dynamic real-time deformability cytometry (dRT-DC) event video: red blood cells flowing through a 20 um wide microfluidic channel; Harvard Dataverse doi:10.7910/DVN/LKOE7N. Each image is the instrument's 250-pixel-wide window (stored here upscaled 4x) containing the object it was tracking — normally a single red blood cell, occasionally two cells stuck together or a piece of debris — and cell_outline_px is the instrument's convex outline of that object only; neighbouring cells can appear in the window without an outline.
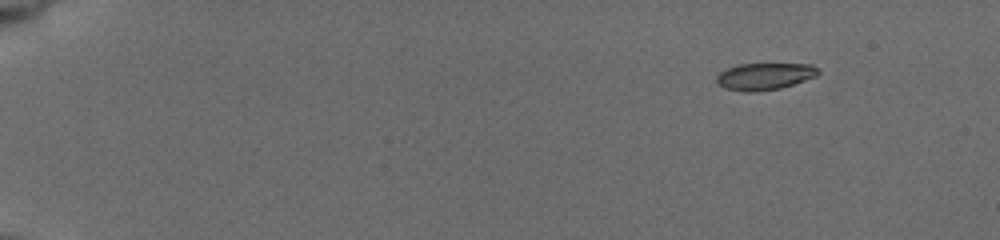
{"species": "common noctule bat (a hibernating species)", "species_latin": "Nyctalus noctula", "temperature_condition": "cold", "stored_images_in_passage": 34, "camera_frame_rate_fps": 3000, "um_per_image_px": 0.085, "animal": {"sex": "female", "body_mass_g": 19.5, "forearm_length_mm": 54.1}, "frame": {"image": 1, "passage_image": 1, "time_ms": 0.0, "image_size_px": [1000, 240], "cell_outline_px": [[820, 72], [816, 76], [780, 88], [752, 92], [744, 92], [724, 88], [716, 80], [716, 76], [720, 72], [736, 64], [812, 64]], "centroid_in_image_um": [64.97, 6.48], "position_along_channel_um": 20.0, "area_um2": 15.78}}
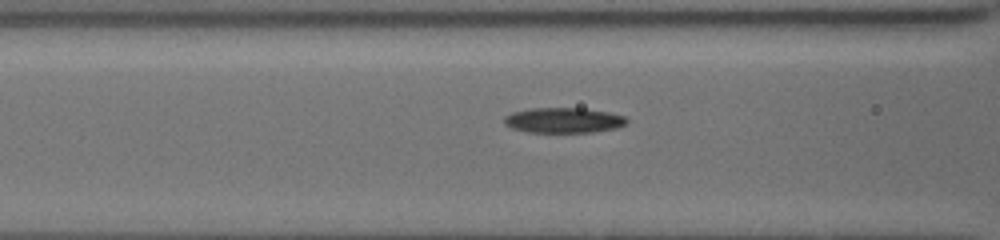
{"frame": {"image": 2, "passage_image": 20, "time_ms": 6.333, "image_size_px": [1000, 240], "cell_outline_px": [[628, 124], [616, 128], [592, 132], [528, 132], [512, 128], [504, 124], [504, 116], [512, 112], [528, 108], [584, 108], [608, 112], [624, 116], [628, 120]], "centroid_in_image_um": [47.9, 10.22], "position_along_channel_um": 118.7, "area_um2": 18.15}}
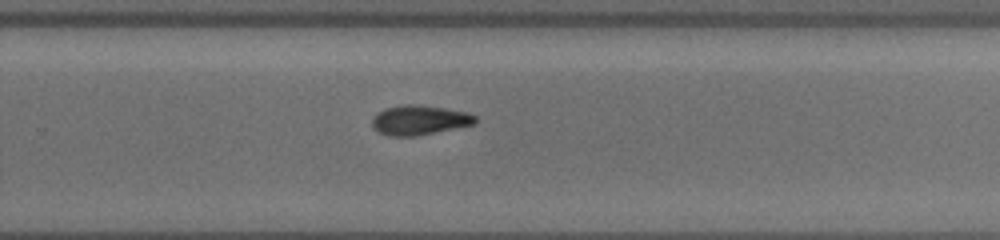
{"frame": {"image": 3, "passage_image": 34, "time_ms": 11.0, "image_size_px": [1000, 240], "cell_outline_px": [[476, 124], [416, 136], [388, 136], [372, 128], [372, 120], [384, 108], [404, 104], [412, 104], [444, 108], [468, 112], [476, 116]], "centroid_in_image_um": [35.67, 10.21], "position_along_channel_um": 294.1, "area_um2": 17.74}}